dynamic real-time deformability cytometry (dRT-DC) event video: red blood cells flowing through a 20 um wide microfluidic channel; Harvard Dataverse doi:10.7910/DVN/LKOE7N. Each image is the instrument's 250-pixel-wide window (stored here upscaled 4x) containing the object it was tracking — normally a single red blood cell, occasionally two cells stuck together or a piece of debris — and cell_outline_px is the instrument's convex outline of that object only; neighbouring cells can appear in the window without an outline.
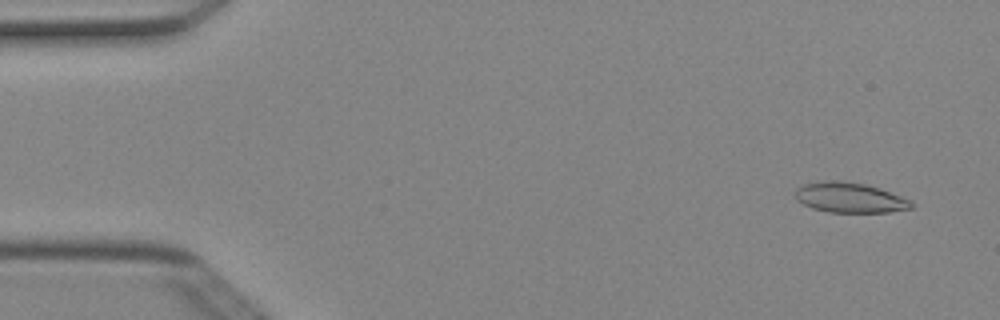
{"species": "Egyptian fruit bat (a non-hibernating species)", "species_latin": "Rousettus aegyptiacus", "temperature_condition": "cold", "stored_images_in_passage": 50, "camera_frame_rate_fps": 3000, "um_per_image_px": 0.085, "animal": {"sex": "female"}, "frame": {"image": 1, "passage_image": 3, "time_ms": 0.667, "image_size_px": [1000, 320], "cell_outline_px": [[912, 208], [888, 212], [828, 212], [812, 208], [796, 200], [796, 188], [804, 184], [828, 180], [844, 180], [864, 184], [880, 188], [912, 200]], "centroid_in_image_um": [72.23, 16.79], "position_along_channel_um": 12.8, "area_um2": 20.4}}
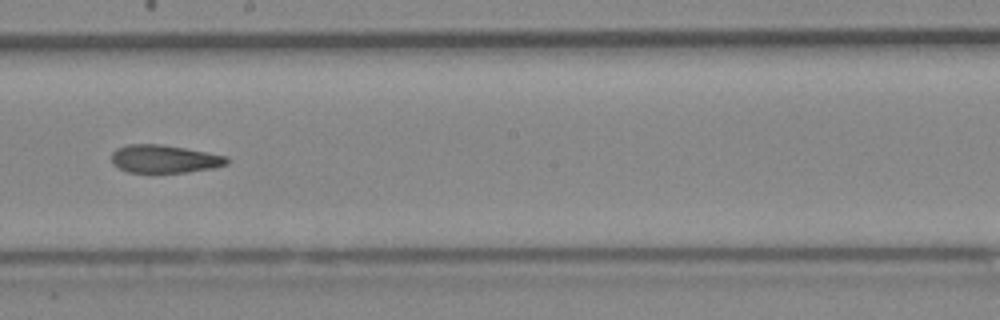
{"frame": {"image": 2, "passage_image": 28, "time_ms": 9.0, "image_size_px": [1000, 320], "cell_outline_px": [[228, 164], [212, 168], [188, 172], [128, 172], [112, 164], [112, 152], [116, 148], [128, 144], [160, 144], [184, 148], [228, 156]], "centroid_in_image_um": [13.96, 13.5], "position_along_channel_um": 234.2, "area_um2": 18.73}}
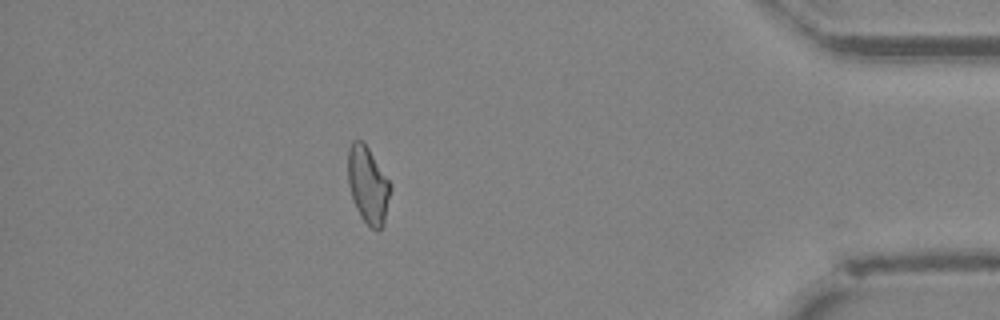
{"frame": {"image": 3, "passage_image": 44, "time_ms": 14.333, "image_size_px": [1000, 320], "cell_outline_px": [[392, 188], [384, 224], [376, 232], [360, 216], [356, 208], [348, 184], [348, 148], [352, 140], [360, 140], [368, 148], [392, 184]], "centroid_in_image_um": [31.29, 15.73], "position_along_channel_um": 403.9, "area_um2": 19.07}, "authors_computed_cell_mechanics": {"area_um2": 19.8543, "velocity_mm_per_s": 4.0244, "shape_relaxation_time_tau1_ms": 7.4544, "shape_relaxation_time_tau2_ms": 3.9729, "deformation_change_tau1": 0.1721, "deformation_change_tau2": 0.1316}}